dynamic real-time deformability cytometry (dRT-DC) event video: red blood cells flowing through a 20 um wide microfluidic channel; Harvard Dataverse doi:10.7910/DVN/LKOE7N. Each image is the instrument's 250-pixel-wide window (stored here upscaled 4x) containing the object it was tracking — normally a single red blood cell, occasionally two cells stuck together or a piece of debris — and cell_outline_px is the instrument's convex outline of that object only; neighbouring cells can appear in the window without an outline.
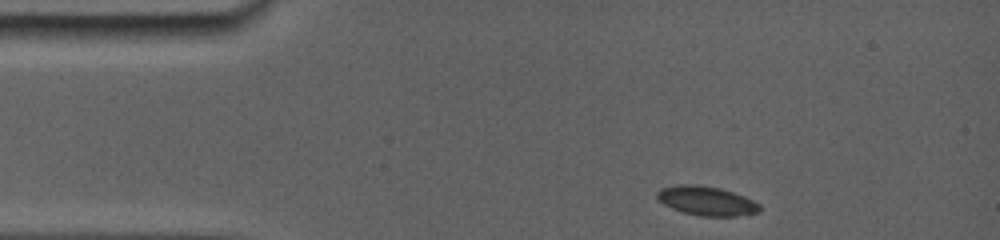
{"species": "common noctule bat (a hibernating species)", "species_latin": "Nyctalus noctula", "temperature_condition": "room temperature", "stored_images_in_passage": 42, "camera_frame_rate_fps": 5000, "um_per_image_px": 0.085, "animal": {"sex": "female", "body_mass_g": 19.0, "forearm_length_mm": 56.7}, "frame": {"image": 1, "passage_image": 1, "time_ms": 0.0, "image_size_px": [1000, 240], "cell_outline_px": [[760, 212], [736, 216], [700, 216], [684, 212], [672, 208], [656, 200], [656, 192], [660, 188], [680, 184], [696, 184], [720, 188], [744, 196], [760, 204]], "centroid_in_image_um": [60.02, 17.07], "position_along_channel_um": 25.0, "area_um2": 17.51}}
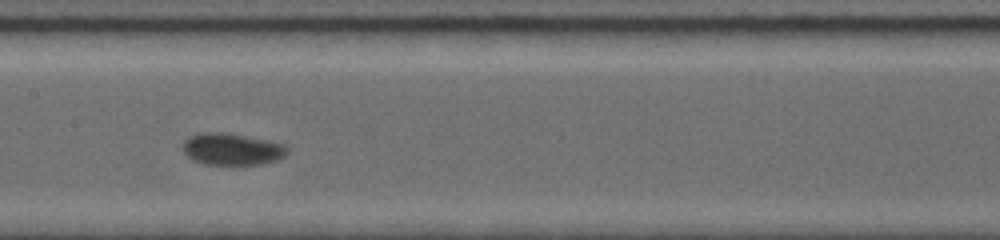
{"frame": {"image": 2, "passage_image": 25, "time_ms": 5.8, "image_size_px": [1000, 240], "cell_outline_px": [[288, 148], [284, 156], [276, 160], [260, 164], [208, 164], [192, 160], [184, 152], [184, 144], [192, 136], [208, 132], [212, 132], [240, 136], [280, 144]], "centroid_in_image_um": [19.7, 12.71], "position_along_channel_um": 187.7, "area_um2": 18.21}}
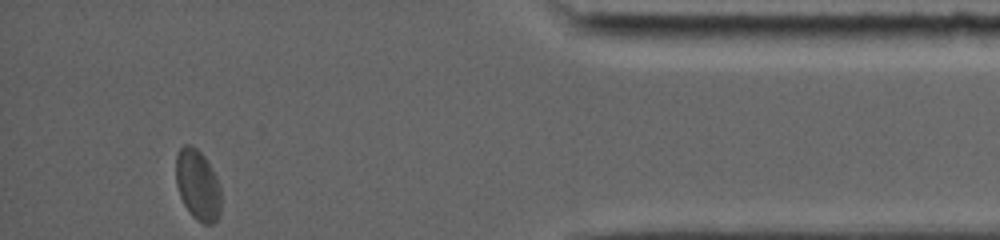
{"frame": {"image": 3, "passage_image": 42, "time_ms": 12.8, "image_size_px": [1000, 240], "cell_outline_px": [[220, 216], [212, 224], [204, 224], [196, 220], [192, 216], [184, 204], [180, 196], [176, 184], [176, 152], [184, 144], [188, 144], [196, 148], [204, 156], [216, 176], [220, 188]], "centroid_in_image_um": [16.8, 15.73], "position_along_channel_um": 418.4, "area_um2": 18.61}}